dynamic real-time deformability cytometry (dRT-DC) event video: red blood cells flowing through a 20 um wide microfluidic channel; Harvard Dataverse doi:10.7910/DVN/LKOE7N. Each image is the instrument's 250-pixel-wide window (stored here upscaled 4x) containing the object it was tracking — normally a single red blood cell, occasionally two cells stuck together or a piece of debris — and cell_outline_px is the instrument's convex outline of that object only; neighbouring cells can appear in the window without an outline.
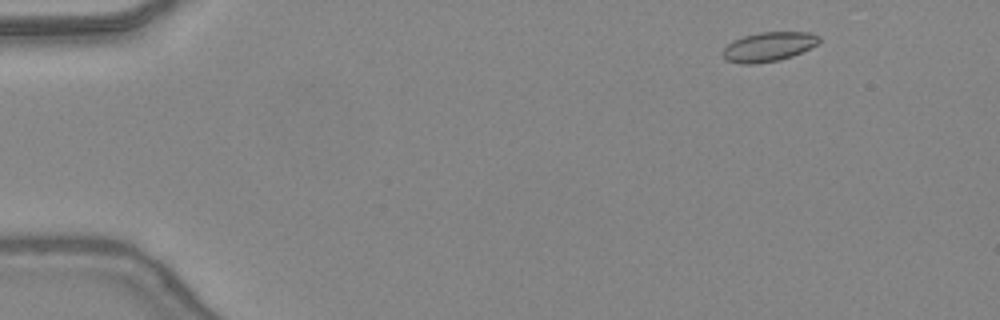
{"species": "common noctule bat (a hibernating species)", "species_latin": "Nyctalus noctula", "temperature_condition": "warm", "stored_images_in_passage": 33, "camera_frame_rate_fps": 3000, "um_per_image_px": 0.085, "animal": {"sex": "female", "body_mass_g": 24.6, "forearm_length_mm": 56.2}, "frame": {"image": 1, "passage_image": 1, "time_ms": 0.0, "image_size_px": [1000, 320], "cell_outline_px": [[820, 40], [816, 44], [792, 56], [780, 60], [756, 64], [740, 64], [724, 60], [720, 52], [732, 40], [744, 36], [760, 32], [808, 32], [820, 36]], "centroid_in_image_um": [65.26, 3.98], "position_along_channel_um": 19.7, "area_um2": 16.59}}
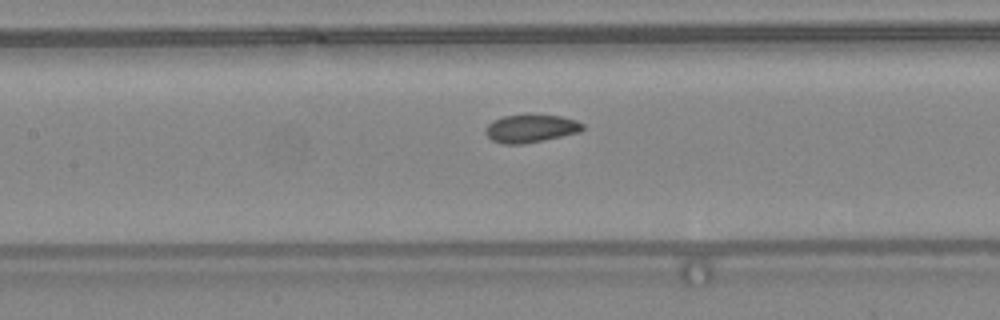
{"frame": {"image": 2, "passage_image": 18, "time_ms": 5.667, "image_size_px": [1000, 320], "cell_outline_px": [[584, 128], [580, 132], [544, 140], [524, 144], [504, 144], [492, 140], [484, 132], [484, 128], [492, 120], [504, 116], [560, 116], [576, 120], [584, 124]], "centroid_in_image_um": [45.1, 10.94], "position_along_channel_um": 162.3, "area_um2": 15.61}}
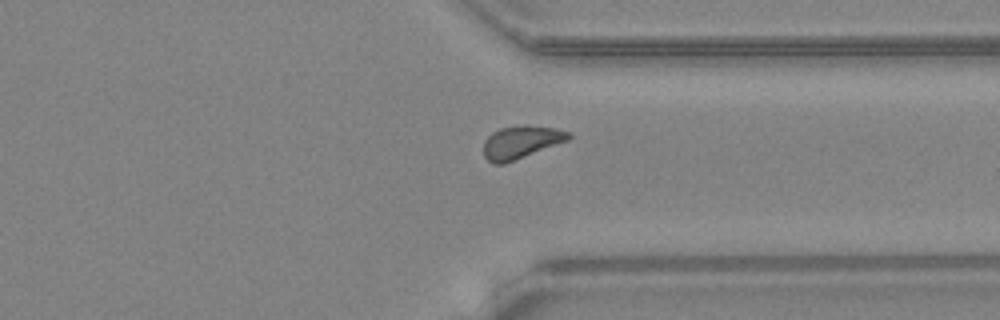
{"frame": {"image": 3, "passage_image": 32, "time_ms": 10.333, "image_size_px": [1000, 320], "cell_outline_px": [[572, 136], [568, 140], [504, 164], [492, 164], [484, 156], [484, 140], [492, 132], [500, 128], [556, 128], [572, 132]], "centroid_in_image_um": [44.27, 12.13], "position_along_channel_um": 367.1, "area_um2": 15.55}}